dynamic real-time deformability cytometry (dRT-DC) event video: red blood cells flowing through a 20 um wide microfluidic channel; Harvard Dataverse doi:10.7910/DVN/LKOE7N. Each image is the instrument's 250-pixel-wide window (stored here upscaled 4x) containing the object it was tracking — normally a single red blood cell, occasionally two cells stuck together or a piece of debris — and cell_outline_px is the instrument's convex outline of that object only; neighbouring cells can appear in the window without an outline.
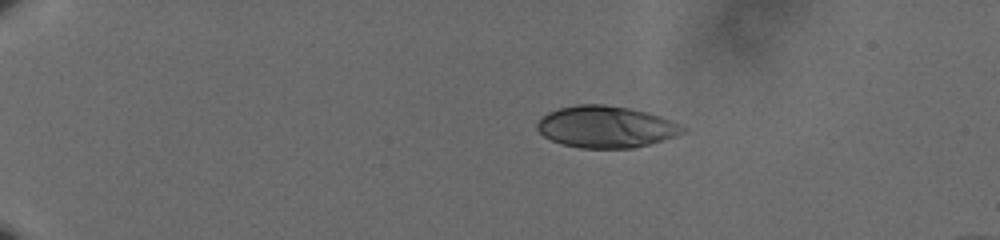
{"species": "human", "species_latin": "Homo sapiens", "temperature_condition": "cold", "stored_images_in_passage": 48, "camera_frame_rate_fps": 3000, "um_per_image_px": 0.085, "donor": {"sex": "male"}, "frame": {"image": 1, "passage_image": 1, "time_ms": 0.0, "image_size_px": [1000, 240], "cell_outline_px": [[688, 128], [684, 132], [676, 136], [664, 140], [632, 148], [580, 148], [560, 144], [544, 136], [536, 128], [536, 124], [548, 112], [560, 108], [576, 104], [604, 104], [628, 108], [648, 112], [660, 116], [680, 124]], "centroid_in_image_um": [51.52, 10.78], "position_along_channel_um": 33.5, "area_um2": 35.43}}
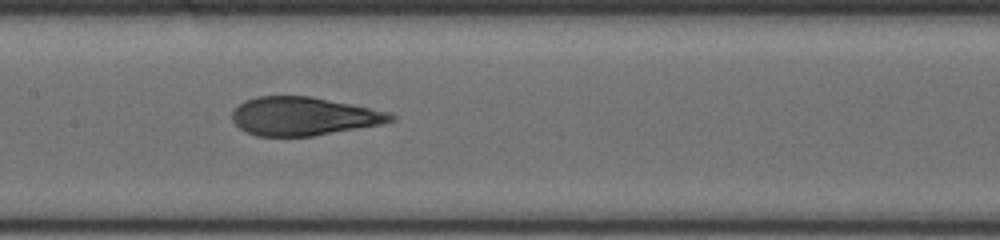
{"frame": {"image": 2, "passage_image": 21, "time_ms": 6.667, "image_size_px": [1000, 240], "cell_outline_px": [[396, 120], [384, 124], [312, 136], [256, 136], [240, 128], [232, 120], [232, 112], [244, 100], [256, 96], [312, 96], [392, 112], [396, 116]], "centroid_in_image_um": [25.86, 9.87], "position_along_channel_um": 181.5, "area_um2": 35.72}}
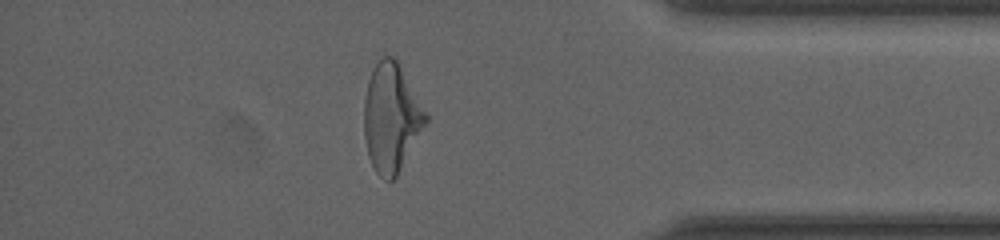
{"frame": {"image": 3, "passage_image": 41, "time_ms": 13.333, "image_size_px": [1000, 240], "cell_outline_px": [[428, 120], [396, 176], [392, 180], [384, 180], [376, 172], [368, 156], [364, 136], [364, 100], [368, 80], [376, 64], [384, 56], [392, 56], [396, 60], [428, 116]], "centroid_in_image_um": [33.23, 10.03], "position_along_channel_um": 402.0, "area_um2": 38.15}, "authors_computed_cell_mechanics": {"area_um2": 36.5296, "velocity_mm_per_s": 3.5925, "shape_relaxation_time_tau1_ms": 6.8968, "shape_relaxation_time_tau2_ms": 0.87, "deformation_change_tau1": 0.2227, "deformation_change_tau2": 0.0881}}